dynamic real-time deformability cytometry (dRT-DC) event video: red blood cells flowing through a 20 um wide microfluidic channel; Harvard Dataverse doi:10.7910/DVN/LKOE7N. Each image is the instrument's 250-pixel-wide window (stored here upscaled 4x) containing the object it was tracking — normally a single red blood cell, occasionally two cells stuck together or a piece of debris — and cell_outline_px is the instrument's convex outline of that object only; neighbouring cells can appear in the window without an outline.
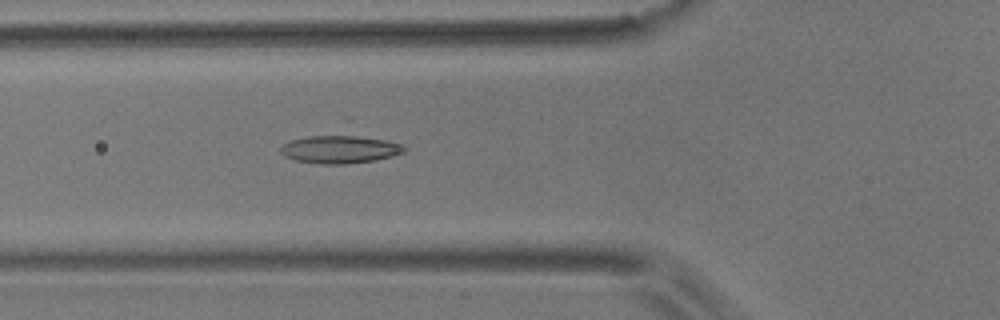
{"species": "common noctule bat (a hibernating species)", "species_latin": "Nyctalus noctula", "temperature_condition": "room temperature", "stored_images_in_passage": 6, "camera_frame_rate_fps": 3000, "um_per_image_px": 0.085, "animal": {"sex": "male", "body_mass_g": 17.9}, "frame": {"image": 1, "passage_image": 6, "time_ms": 5.667, "image_size_px": [1000, 320], "cell_outline_px": [[404, 152], [392, 156], [376, 160], [344, 164], [320, 164], [296, 160], [284, 156], [280, 152], [280, 148], [284, 144], [292, 140], [348, 120], [404, 144]], "centroid_in_image_um": [29.07, 12.38], "position_along_channel_um": 96.7, "area_um2": 25.32}}